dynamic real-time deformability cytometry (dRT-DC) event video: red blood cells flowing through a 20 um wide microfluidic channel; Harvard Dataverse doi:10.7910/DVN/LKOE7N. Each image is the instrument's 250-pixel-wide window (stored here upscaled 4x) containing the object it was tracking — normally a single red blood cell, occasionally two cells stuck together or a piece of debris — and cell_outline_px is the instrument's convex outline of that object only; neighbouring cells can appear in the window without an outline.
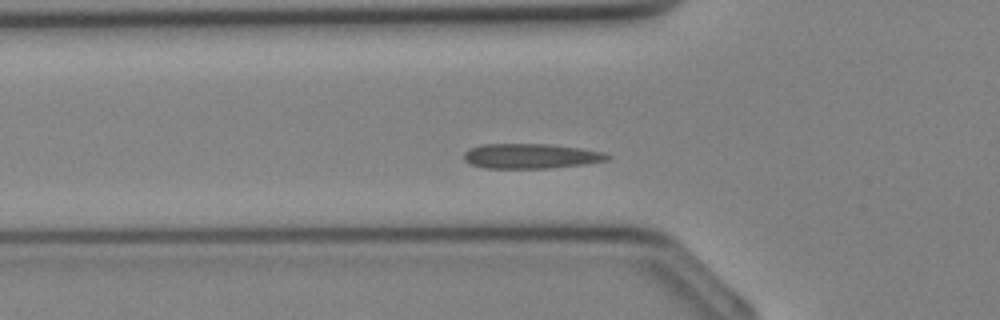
{"species": "Egyptian fruit bat (a non-hibernating species)", "species_latin": "Rousettus aegyptiacus", "temperature_condition": "cold", "stored_images_in_passage": 32, "camera_frame_rate_fps": 3000, "um_per_image_px": 0.085, "animal": {"sex": "female"}, "frame": {"image": 1, "passage_image": 9, "time_ms": 2.667, "image_size_px": [1000, 320], "cell_outline_px": [[612, 156], [608, 160], [584, 164], [548, 168], [484, 168], [472, 164], [464, 160], [464, 152], [468, 148], [484, 144], [548, 144], [580, 148], [604, 152]], "centroid_in_image_um": [45.12, 13.26], "position_along_channel_um": 80.7, "area_um2": 20.81}}
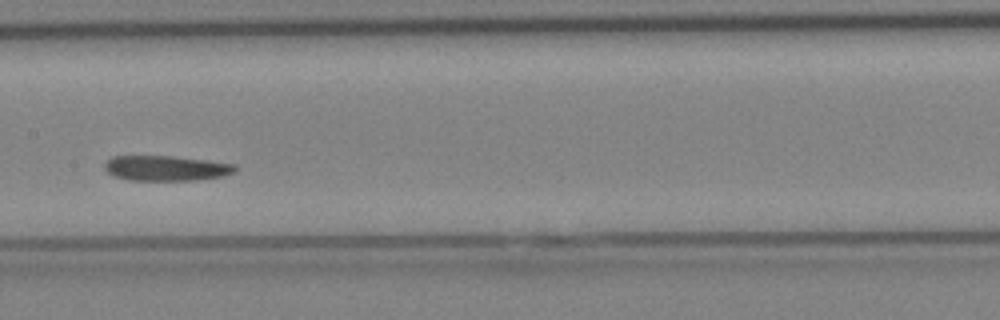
{"frame": {"image": 2, "passage_image": 15, "time_ms": 4.667, "image_size_px": [1000, 320], "cell_outline_px": [[236, 168], [232, 172], [224, 176], [196, 180], [128, 180], [116, 176], [108, 172], [104, 168], [104, 164], [112, 156], [172, 156], [236, 164]], "centroid_in_image_um": [14.1, 14.29], "position_along_channel_um": 193.3, "area_um2": 18.96}}
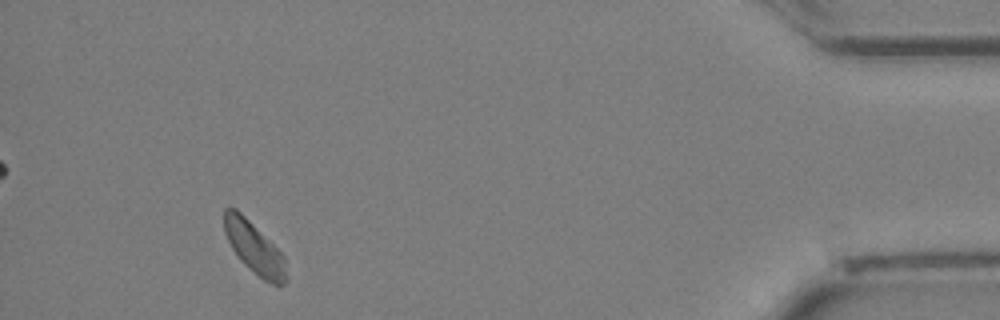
{"frame": {"image": 3, "passage_image": 30, "time_ms": 9.667, "image_size_px": [1000, 320], "cell_outline_px": [[288, 280], [284, 284], [272, 284], [264, 280], [244, 264], [240, 260], [232, 248], [224, 232], [224, 208], [236, 208], [284, 256], [288, 276]], "centroid_in_image_um": [21.62, 21.1], "position_along_channel_um": 413.6, "area_um2": 18.32}}